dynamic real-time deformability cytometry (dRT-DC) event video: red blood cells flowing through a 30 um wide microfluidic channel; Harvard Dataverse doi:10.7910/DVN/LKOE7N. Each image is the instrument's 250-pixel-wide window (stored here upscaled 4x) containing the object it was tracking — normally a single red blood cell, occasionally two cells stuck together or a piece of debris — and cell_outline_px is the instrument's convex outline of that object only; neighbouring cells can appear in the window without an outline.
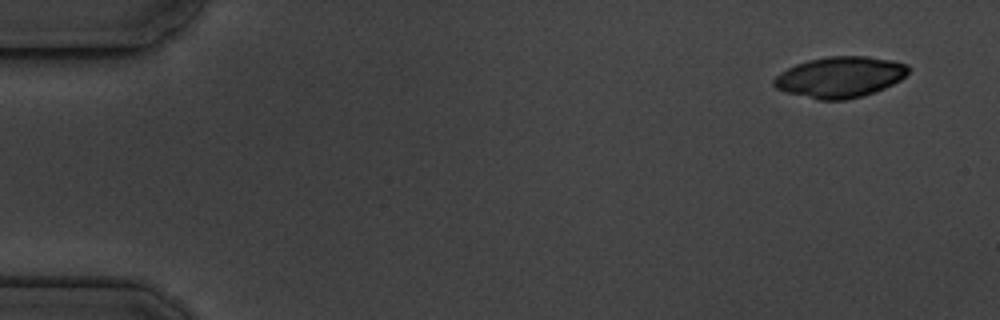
{"species": "common noctule bat (a hibernating species)", "species_latin": "Nyctalus noctula", "temperature_condition": "cold", "stored_images_in_passage": 4, "segment_of_instrument_passage": [2, 2], "camera_frame_rate_fps": 3000, "um_per_image_px": 0.085, "animal": {"sex": "male", "body_mass_g": 19.5, "forearm_length_mm": 54.6}, "frame": {"image": 1, "passage_image": 4, "time_ms": 4.333, "image_size_px": [1000, 320], "cell_outline_px": [[912, 68], [900, 80], [876, 92], [844, 100], [820, 100], [784, 92], [776, 88], [772, 84], [772, 80], [780, 72], [796, 64], [808, 60], [828, 56], [868, 56], [892, 60], [908, 64]], "centroid_in_image_um": [71.4, 6.54], "position_along_channel_um": 13.6, "area_um2": 32.19}}